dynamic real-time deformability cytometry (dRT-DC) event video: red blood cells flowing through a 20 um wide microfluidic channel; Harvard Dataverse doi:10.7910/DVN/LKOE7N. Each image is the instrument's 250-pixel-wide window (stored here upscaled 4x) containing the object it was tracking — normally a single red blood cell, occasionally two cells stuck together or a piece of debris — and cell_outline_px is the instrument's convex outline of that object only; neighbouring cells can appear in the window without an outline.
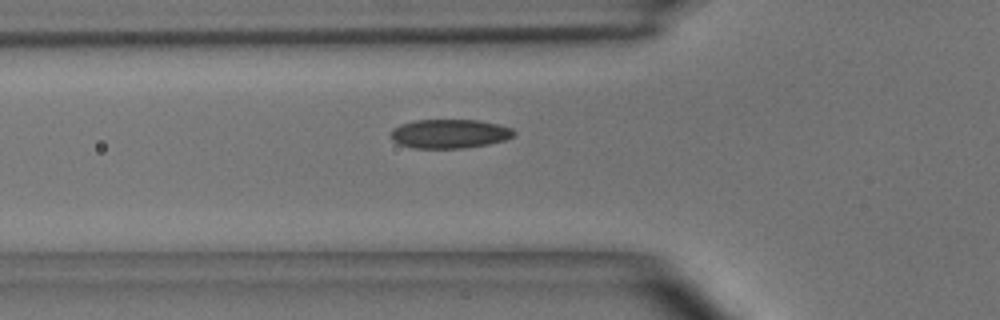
{"species": "common noctule bat (a hibernating species)", "species_latin": "Nyctalus noctula", "temperature_condition": "room temperature", "stored_images_in_passage": 35, "camera_frame_rate_fps": 3000, "um_per_image_px": 0.085, "animal": {"sex": "male", "body_mass_g": 15.6}, "frame": {"image": 1, "passage_image": 2, "time_ms": 0.333, "image_size_px": [1000, 320], "cell_outline_px": [[516, 132], [512, 136], [504, 140], [488, 144], [464, 148], [412, 148], [400, 144], [392, 140], [392, 128], [400, 124], [416, 120], [480, 120], [500, 124], [512, 128]], "centroid_in_image_um": [38.22, 11.36], "position_along_channel_um": 87.6, "area_um2": 20.87}}
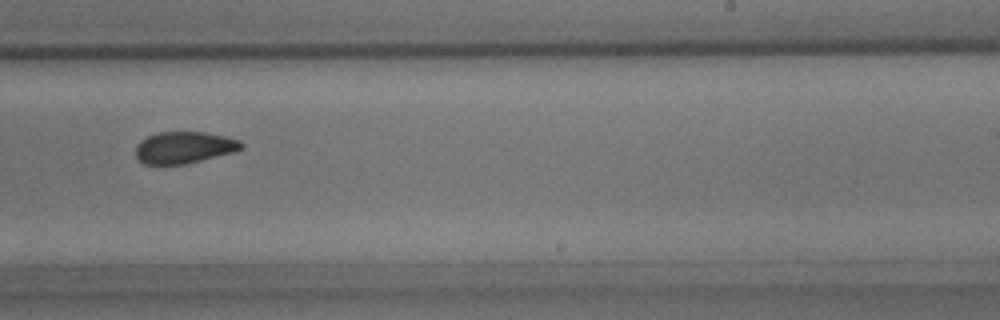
{"frame": {"image": 2, "passage_image": 16, "time_ms": 5.0, "image_size_px": [1000, 320], "cell_outline_px": [[244, 148], [232, 152], [184, 164], [144, 164], [136, 160], [136, 148], [140, 140], [148, 136], [160, 132], [204, 132], [224, 136], [240, 140], [244, 144]], "centroid_in_image_um": [15.63, 12.53], "position_along_channel_um": 273.4, "area_um2": 19.42}}
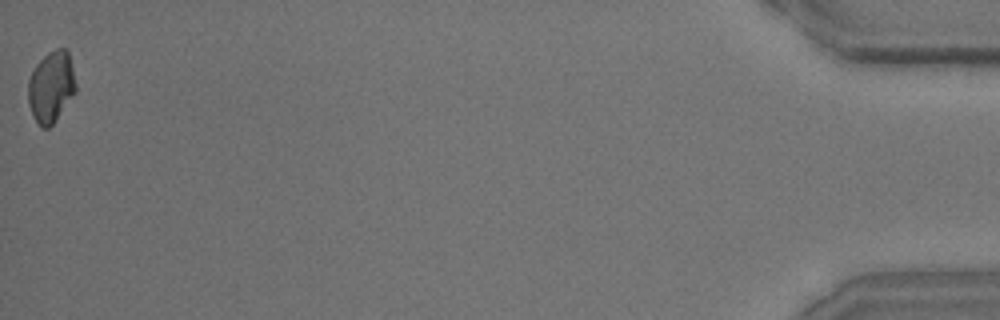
{"frame": {"image": 3, "passage_image": 35, "time_ms": 11.333, "image_size_px": [1000, 320], "cell_outline_px": [[76, 92], [56, 120], [48, 128], [44, 128], [36, 120], [28, 104], [28, 80], [36, 64], [48, 52], [56, 48], [64, 48], [68, 52], [76, 84]], "centroid_in_image_um": [4.35, 7.36], "position_along_channel_um": 430.9, "area_um2": 19.59}}